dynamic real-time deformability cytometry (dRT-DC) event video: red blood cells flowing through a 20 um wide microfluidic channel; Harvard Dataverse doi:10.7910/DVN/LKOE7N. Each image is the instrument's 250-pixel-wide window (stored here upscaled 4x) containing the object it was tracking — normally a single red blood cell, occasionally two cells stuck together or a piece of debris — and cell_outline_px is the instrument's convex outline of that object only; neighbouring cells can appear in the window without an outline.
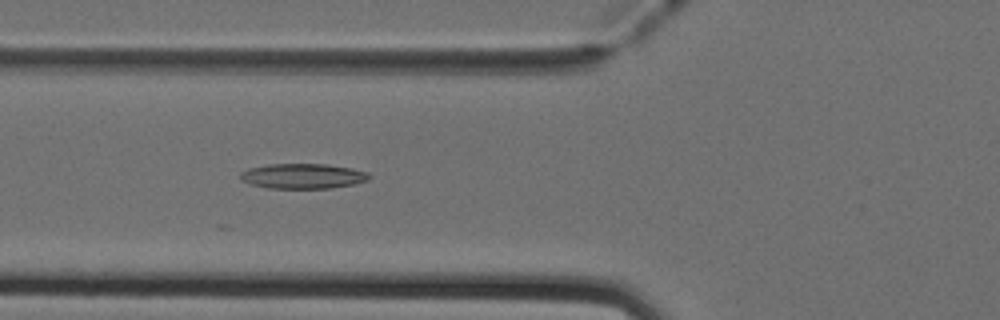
{"species": "Egyptian fruit bat (a non-hibernating species)", "species_latin": "Rousettus aegyptiacus", "temperature_condition": "cold", "stored_images_in_passage": 24, "camera_frame_rate_fps": 3000, "um_per_image_px": 0.085, "animal": {"sex": "female"}, "frame": {"image": 1, "passage_image": 11, "time_ms": 3.333, "image_size_px": [1000, 320], "cell_outline_px": [[372, 176], [368, 180], [356, 184], [332, 188], [268, 188], [252, 184], [244, 180], [240, 176], [240, 172], [248, 168], [268, 164], [328, 164], [352, 168], [368, 172]], "centroid_in_image_um": [25.8, 14.96], "position_along_channel_um": 100.0, "area_um2": 18.9}}
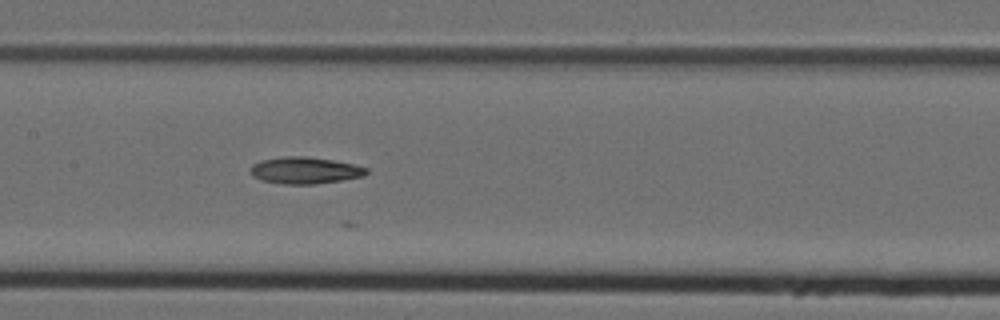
{"frame": {"image": 2, "passage_image": 17, "time_ms": 5.333, "image_size_px": [1000, 320], "cell_outline_px": [[368, 172], [364, 176], [316, 184], [284, 184], [260, 180], [252, 176], [248, 172], [248, 168], [252, 164], [260, 160], [284, 156], [304, 156], [332, 160], [352, 164], [368, 168]], "centroid_in_image_um": [25.85, 14.48], "position_along_channel_um": 181.6, "area_um2": 18.21}}
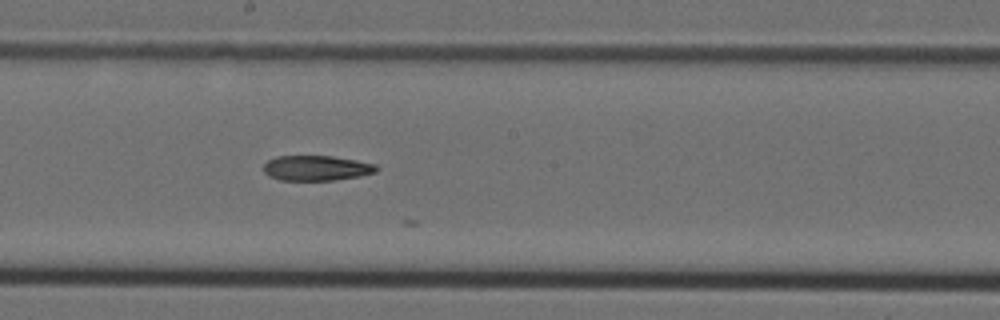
{"frame": {"image": 3, "passage_image": 20, "time_ms": 6.333, "image_size_px": [1000, 320], "cell_outline_px": [[380, 168], [376, 172], [360, 176], [336, 180], [280, 180], [268, 176], [264, 172], [264, 164], [268, 160], [276, 156], [332, 156], [356, 160], [376, 164]], "centroid_in_image_um": [26.91, 14.28], "position_along_channel_um": 221.3, "area_um2": 16.65}}